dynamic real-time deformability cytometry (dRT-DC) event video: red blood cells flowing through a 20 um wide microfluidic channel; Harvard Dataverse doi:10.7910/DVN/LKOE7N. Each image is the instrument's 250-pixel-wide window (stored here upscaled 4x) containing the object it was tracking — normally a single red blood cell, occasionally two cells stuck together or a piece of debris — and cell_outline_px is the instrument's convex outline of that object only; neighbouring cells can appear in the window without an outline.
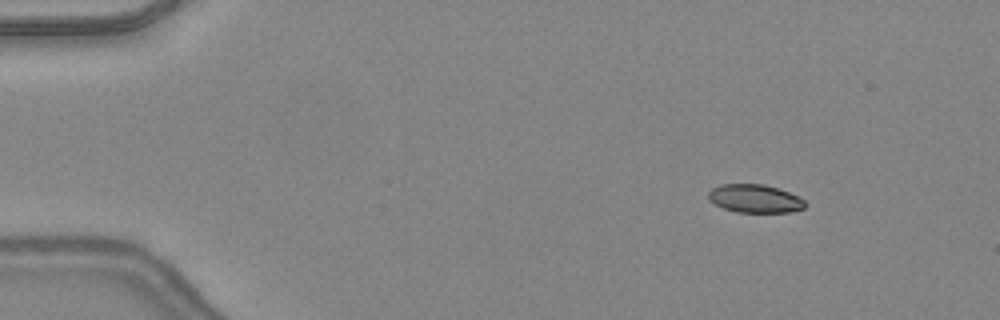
{"species": "common noctule bat (a hibernating species)", "species_latin": "Nyctalus noctula", "temperature_condition": "warm", "stored_images_in_passage": 42, "camera_frame_rate_fps": 3000, "um_per_image_px": 0.085, "animal": {"sex": "female", "body_mass_g": 24.6, "forearm_length_mm": 56.2}, "frame": {"image": 1, "passage_image": 1, "time_ms": 0.0, "image_size_px": [1000, 320], "cell_outline_px": [[808, 204], [804, 208], [792, 212], [736, 212], [724, 208], [716, 204], [708, 196], [708, 192], [712, 188], [720, 184], [764, 184], [788, 192], [804, 200]], "centroid_in_image_um": [64.18, 16.88], "position_along_channel_um": 20.8, "area_um2": 15.78}}
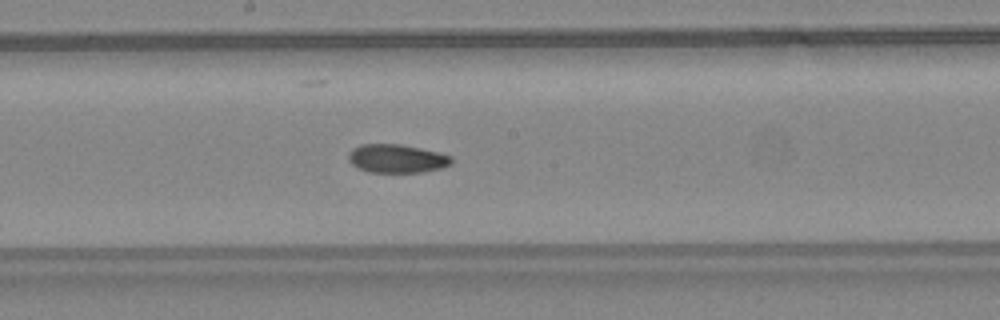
{"frame": {"image": 2, "passage_image": 21, "time_ms": 6.667, "image_size_px": [1000, 320], "cell_outline_px": [[452, 164], [444, 168], [424, 172], [368, 172], [356, 168], [348, 160], [348, 152], [352, 148], [360, 144], [400, 144], [440, 152], [452, 156]], "centroid_in_image_um": [33.73, 13.48], "position_along_channel_um": 214.5, "area_um2": 17.46}}
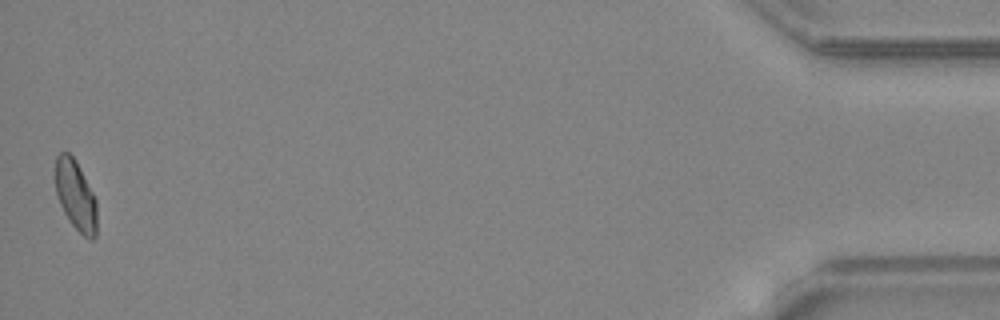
{"frame": {"image": 3, "passage_image": 42, "time_ms": 13.667, "image_size_px": [1000, 320], "cell_outline_px": [[96, 236], [92, 240], [84, 236], [72, 224], [64, 212], [60, 204], [56, 192], [56, 156], [60, 152], [68, 152], [76, 160], [96, 200]], "centroid_in_image_um": [6.43, 16.6], "position_along_channel_um": 428.8, "area_um2": 16.65}, "authors_computed_cell_mechanics": {"area_um2": 17.3111, "velocity_mm_per_s": 4.393, "shape_relaxation_time_tau1_ms": 5.6538, "shape_relaxation_time_tau2_ms": 3.8097, "deformation_change_tau1": 0.1535, "deformation_change_tau2": 0.0952}}